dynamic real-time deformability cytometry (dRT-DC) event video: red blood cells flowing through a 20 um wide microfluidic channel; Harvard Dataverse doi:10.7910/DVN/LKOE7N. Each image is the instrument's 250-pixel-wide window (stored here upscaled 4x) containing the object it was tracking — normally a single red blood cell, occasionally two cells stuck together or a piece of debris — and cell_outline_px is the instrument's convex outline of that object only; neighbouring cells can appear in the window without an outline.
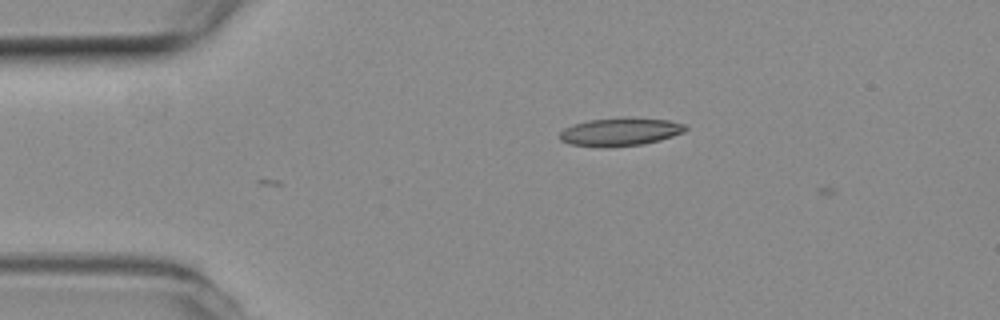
{"species": "common noctule bat (a hibernating species)", "species_latin": "Nyctalus noctula", "temperature_condition": "room temperature", "stored_images_in_passage": 4, "camera_frame_rate_fps": 3000, "um_per_image_px": 0.085, "animal": {"sex": "female", "body_mass_g": 19.3, "forearm_length_mm": 54.1}, "frame": {"image": 1, "passage_image": 4, "time_ms": 1.0, "image_size_px": [1000, 320], "cell_outline_px": [[688, 128], [684, 132], [660, 140], [644, 144], [604, 148], [596, 148], [568, 144], [560, 140], [560, 132], [564, 128], [588, 120], [624, 116], [668, 120], [684, 124]], "centroid_in_image_um": [52.7, 11.21], "position_along_channel_um": 32.3, "area_um2": 21.04}}